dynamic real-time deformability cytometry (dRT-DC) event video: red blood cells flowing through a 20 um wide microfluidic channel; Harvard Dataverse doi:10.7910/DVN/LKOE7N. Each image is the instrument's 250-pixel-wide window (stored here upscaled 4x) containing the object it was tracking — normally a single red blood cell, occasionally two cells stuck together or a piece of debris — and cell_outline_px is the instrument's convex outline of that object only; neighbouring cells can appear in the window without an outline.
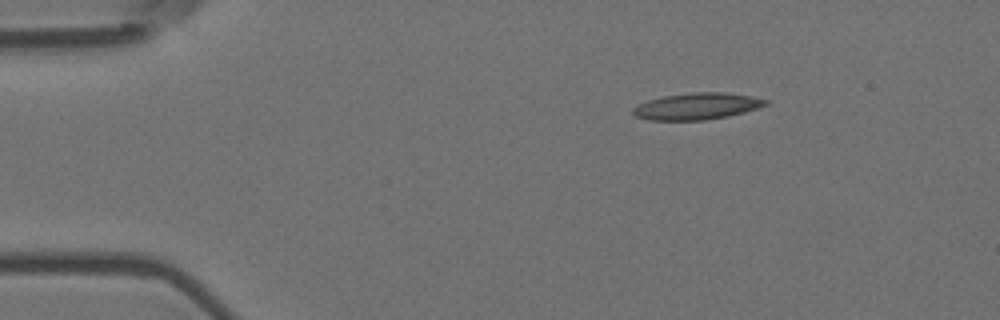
{"species": "Egyptian fruit bat (a non-hibernating species)", "species_latin": "Rousettus aegyptiacus", "temperature_condition": "room temperature", "stored_images_in_passage": 3, "camera_frame_rate_fps": 3000, "um_per_image_px": 0.085, "animal": {"sex": "female"}, "frame": {"image": 1, "passage_image": 1, "time_ms": 0.0, "image_size_px": [1000, 320], "cell_outline_px": [[768, 104], [760, 108], [728, 116], [704, 120], [648, 120], [636, 116], [632, 112], [632, 108], [648, 100], [664, 96], [692, 92], [724, 92], [752, 96], [768, 100]], "centroid_in_image_um": [59.27, 9.03], "position_along_channel_um": 25.7, "area_um2": 20.58}}